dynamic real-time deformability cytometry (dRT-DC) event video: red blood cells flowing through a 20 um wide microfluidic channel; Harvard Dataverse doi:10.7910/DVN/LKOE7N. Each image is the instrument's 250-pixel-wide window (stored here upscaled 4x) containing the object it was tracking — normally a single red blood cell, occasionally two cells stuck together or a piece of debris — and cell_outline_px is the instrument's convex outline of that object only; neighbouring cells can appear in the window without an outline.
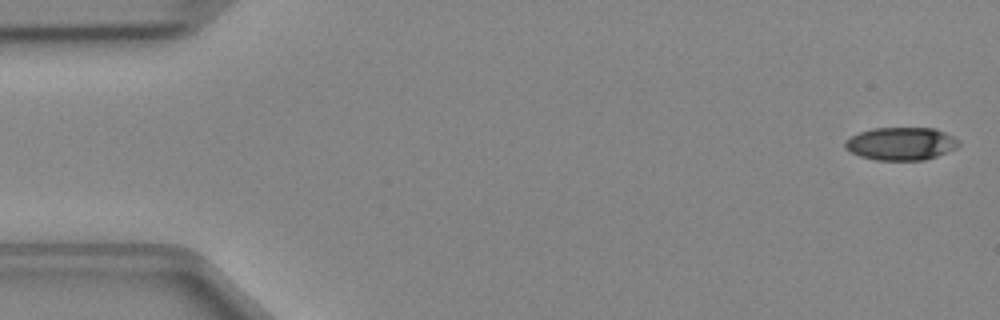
{"species": "Egyptian fruit bat (a non-hibernating species)", "species_latin": "Rousettus aegyptiacus", "temperature_condition": "cold", "stored_images_in_passage": 47, "camera_frame_rate_fps": 3000, "um_per_image_px": 0.085, "animal": {"sex": "female"}, "frame": {"image": 1, "passage_image": 1, "time_ms": 0.0, "image_size_px": [1000, 320], "cell_outline_px": [[960, 144], [956, 148], [936, 156], [924, 160], [876, 160], [860, 156], [844, 148], [844, 140], [860, 132], [872, 128], [936, 128], [960, 140]], "centroid_in_image_um": [76.58, 12.21], "position_along_channel_um": 8.4, "area_um2": 21.79}}
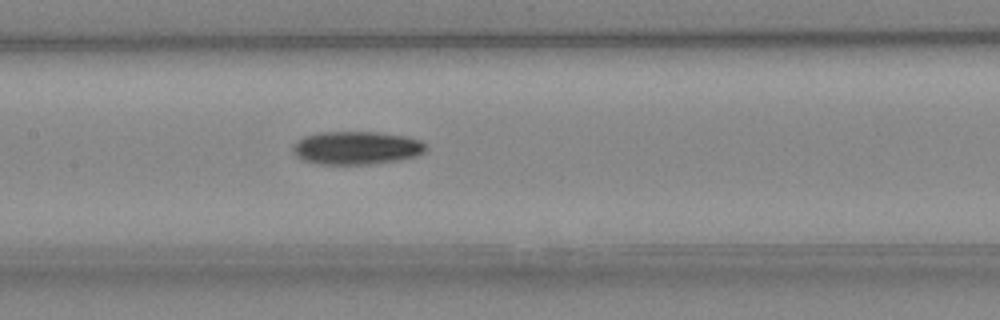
{"frame": {"image": 2, "passage_image": 22, "time_ms": 7.0, "image_size_px": [1000, 320], "cell_outline_px": [[428, 148], [424, 152], [416, 156], [400, 160], [372, 164], [316, 164], [304, 160], [296, 156], [292, 152], [292, 148], [296, 140], [304, 136], [320, 132], [376, 132], [404, 136], [420, 140], [428, 144]], "centroid_in_image_um": [30.3, 12.57], "position_along_channel_um": 177.1, "area_um2": 25.95}}
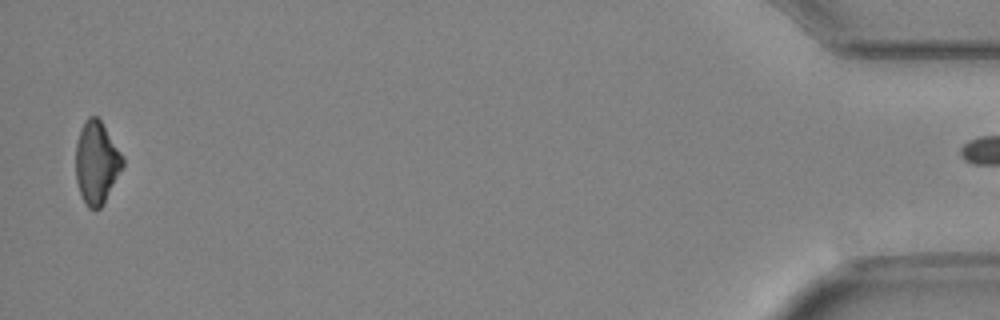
{"frame": {"image": 3, "passage_image": 46, "time_ms": 15.0, "image_size_px": [1000, 320], "cell_outline_px": [[124, 164], [104, 204], [100, 208], [88, 208], [80, 192], [76, 180], [76, 144], [80, 128], [84, 120], [88, 116], [96, 116], [100, 120], [124, 156]], "centroid_in_image_um": [8.21, 13.8], "position_along_channel_um": 427.0, "area_um2": 22.54}}